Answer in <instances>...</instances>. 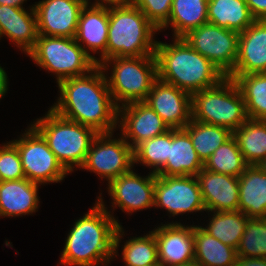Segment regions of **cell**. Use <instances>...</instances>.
Here are the masks:
<instances>
[{
  "label": "cell",
  "mask_w": 266,
  "mask_h": 266,
  "mask_svg": "<svg viewBox=\"0 0 266 266\" xmlns=\"http://www.w3.org/2000/svg\"><path fill=\"white\" fill-rule=\"evenodd\" d=\"M40 185L26 178L2 181L0 183V217L31 215L38 211Z\"/></svg>",
  "instance_id": "obj_22"
},
{
  "label": "cell",
  "mask_w": 266,
  "mask_h": 266,
  "mask_svg": "<svg viewBox=\"0 0 266 266\" xmlns=\"http://www.w3.org/2000/svg\"><path fill=\"white\" fill-rule=\"evenodd\" d=\"M156 174L140 176L133 170L112 179L107 185L113 209L119 207L124 213H133L154 207Z\"/></svg>",
  "instance_id": "obj_15"
},
{
  "label": "cell",
  "mask_w": 266,
  "mask_h": 266,
  "mask_svg": "<svg viewBox=\"0 0 266 266\" xmlns=\"http://www.w3.org/2000/svg\"><path fill=\"white\" fill-rule=\"evenodd\" d=\"M154 207L170 216L206 211L196 176H158L154 187Z\"/></svg>",
  "instance_id": "obj_12"
},
{
  "label": "cell",
  "mask_w": 266,
  "mask_h": 266,
  "mask_svg": "<svg viewBox=\"0 0 266 266\" xmlns=\"http://www.w3.org/2000/svg\"><path fill=\"white\" fill-rule=\"evenodd\" d=\"M239 178L238 211L248 218H266V175L258 165H249Z\"/></svg>",
  "instance_id": "obj_24"
},
{
  "label": "cell",
  "mask_w": 266,
  "mask_h": 266,
  "mask_svg": "<svg viewBox=\"0 0 266 266\" xmlns=\"http://www.w3.org/2000/svg\"><path fill=\"white\" fill-rule=\"evenodd\" d=\"M258 166L266 175V158Z\"/></svg>",
  "instance_id": "obj_42"
},
{
  "label": "cell",
  "mask_w": 266,
  "mask_h": 266,
  "mask_svg": "<svg viewBox=\"0 0 266 266\" xmlns=\"http://www.w3.org/2000/svg\"><path fill=\"white\" fill-rule=\"evenodd\" d=\"M248 166L234 136L220 145L204 162V169L234 177H239Z\"/></svg>",
  "instance_id": "obj_32"
},
{
  "label": "cell",
  "mask_w": 266,
  "mask_h": 266,
  "mask_svg": "<svg viewBox=\"0 0 266 266\" xmlns=\"http://www.w3.org/2000/svg\"><path fill=\"white\" fill-rule=\"evenodd\" d=\"M0 177L2 181L25 178L19 152L11 141L0 147Z\"/></svg>",
  "instance_id": "obj_36"
},
{
  "label": "cell",
  "mask_w": 266,
  "mask_h": 266,
  "mask_svg": "<svg viewBox=\"0 0 266 266\" xmlns=\"http://www.w3.org/2000/svg\"><path fill=\"white\" fill-rule=\"evenodd\" d=\"M178 266H200V265H198L196 262H193L187 265H178Z\"/></svg>",
  "instance_id": "obj_43"
},
{
  "label": "cell",
  "mask_w": 266,
  "mask_h": 266,
  "mask_svg": "<svg viewBox=\"0 0 266 266\" xmlns=\"http://www.w3.org/2000/svg\"><path fill=\"white\" fill-rule=\"evenodd\" d=\"M85 6L112 7L128 2V0H95L91 3L89 0H82ZM91 3V4H90Z\"/></svg>",
  "instance_id": "obj_39"
},
{
  "label": "cell",
  "mask_w": 266,
  "mask_h": 266,
  "mask_svg": "<svg viewBox=\"0 0 266 266\" xmlns=\"http://www.w3.org/2000/svg\"><path fill=\"white\" fill-rule=\"evenodd\" d=\"M171 144V129L166 133L146 140L134 149V164L151 167L152 173L157 174L166 164Z\"/></svg>",
  "instance_id": "obj_33"
},
{
  "label": "cell",
  "mask_w": 266,
  "mask_h": 266,
  "mask_svg": "<svg viewBox=\"0 0 266 266\" xmlns=\"http://www.w3.org/2000/svg\"><path fill=\"white\" fill-rule=\"evenodd\" d=\"M27 0H0V5H8L15 8H23L24 2Z\"/></svg>",
  "instance_id": "obj_41"
},
{
  "label": "cell",
  "mask_w": 266,
  "mask_h": 266,
  "mask_svg": "<svg viewBox=\"0 0 266 266\" xmlns=\"http://www.w3.org/2000/svg\"><path fill=\"white\" fill-rule=\"evenodd\" d=\"M42 69L62 80L88 74L97 65L75 38L39 35L27 54Z\"/></svg>",
  "instance_id": "obj_8"
},
{
  "label": "cell",
  "mask_w": 266,
  "mask_h": 266,
  "mask_svg": "<svg viewBox=\"0 0 266 266\" xmlns=\"http://www.w3.org/2000/svg\"><path fill=\"white\" fill-rule=\"evenodd\" d=\"M31 126L47 142L61 165L69 172L82 167L92 141L99 134L94 129L67 120L49 108L47 114Z\"/></svg>",
  "instance_id": "obj_5"
},
{
  "label": "cell",
  "mask_w": 266,
  "mask_h": 266,
  "mask_svg": "<svg viewBox=\"0 0 266 266\" xmlns=\"http://www.w3.org/2000/svg\"><path fill=\"white\" fill-rule=\"evenodd\" d=\"M207 212L238 211L239 178L202 169L197 175Z\"/></svg>",
  "instance_id": "obj_18"
},
{
  "label": "cell",
  "mask_w": 266,
  "mask_h": 266,
  "mask_svg": "<svg viewBox=\"0 0 266 266\" xmlns=\"http://www.w3.org/2000/svg\"><path fill=\"white\" fill-rule=\"evenodd\" d=\"M33 6L39 35L75 38L82 0H42Z\"/></svg>",
  "instance_id": "obj_13"
},
{
  "label": "cell",
  "mask_w": 266,
  "mask_h": 266,
  "mask_svg": "<svg viewBox=\"0 0 266 266\" xmlns=\"http://www.w3.org/2000/svg\"><path fill=\"white\" fill-rule=\"evenodd\" d=\"M236 250L238 257L266 258V218H249Z\"/></svg>",
  "instance_id": "obj_35"
},
{
  "label": "cell",
  "mask_w": 266,
  "mask_h": 266,
  "mask_svg": "<svg viewBox=\"0 0 266 266\" xmlns=\"http://www.w3.org/2000/svg\"><path fill=\"white\" fill-rule=\"evenodd\" d=\"M204 168L189 134L184 129H171L169 157L158 176H196Z\"/></svg>",
  "instance_id": "obj_23"
},
{
  "label": "cell",
  "mask_w": 266,
  "mask_h": 266,
  "mask_svg": "<svg viewBox=\"0 0 266 266\" xmlns=\"http://www.w3.org/2000/svg\"><path fill=\"white\" fill-rule=\"evenodd\" d=\"M160 31L168 22L173 0H128Z\"/></svg>",
  "instance_id": "obj_37"
},
{
  "label": "cell",
  "mask_w": 266,
  "mask_h": 266,
  "mask_svg": "<svg viewBox=\"0 0 266 266\" xmlns=\"http://www.w3.org/2000/svg\"><path fill=\"white\" fill-rule=\"evenodd\" d=\"M233 136L248 165H259L266 158V121L248 119Z\"/></svg>",
  "instance_id": "obj_28"
},
{
  "label": "cell",
  "mask_w": 266,
  "mask_h": 266,
  "mask_svg": "<svg viewBox=\"0 0 266 266\" xmlns=\"http://www.w3.org/2000/svg\"><path fill=\"white\" fill-rule=\"evenodd\" d=\"M208 0H173L168 22L160 29L173 28V38H182L190 30L208 23Z\"/></svg>",
  "instance_id": "obj_27"
},
{
  "label": "cell",
  "mask_w": 266,
  "mask_h": 266,
  "mask_svg": "<svg viewBox=\"0 0 266 266\" xmlns=\"http://www.w3.org/2000/svg\"><path fill=\"white\" fill-rule=\"evenodd\" d=\"M227 77L238 57L239 33L211 23L202 24L182 37Z\"/></svg>",
  "instance_id": "obj_10"
},
{
  "label": "cell",
  "mask_w": 266,
  "mask_h": 266,
  "mask_svg": "<svg viewBox=\"0 0 266 266\" xmlns=\"http://www.w3.org/2000/svg\"><path fill=\"white\" fill-rule=\"evenodd\" d=\"M173 40L172 44L157 41L155 56L159 80L192 95L226 78L219 68L183 38Z\"/></svg>",
  "instance_id": "obj_3"
},
{
  "label": "cell",
  "mask_w": 266,
  "mask_h": 266,
  "mask_svg": "<svg viewBox=\"0 0 266 266\" xmlns=\"http://www.w3.org/2000/svg\"><path fill=\"white\" fill-rule=\"evenodd\" d=\"M148 266H162L160 263H156V264H151V265H148Z\"/></svg>",
  "instance_id": "obj_44"
},
{
  "label": "cell",
  "mask_w": 266,
  "mask_h": 266,
  "mask_svg": "<svg viewBox=\"0 0 266 266\" xmlns=\"http://www.w3.org/2000/svg\"><path fill=\"white\" fill-rule=\"evenodd\" d=\"M266 73V20H255L239 33L238 57L229 75Z\"/></svg>",
  "instance_id": "obj_20"
},
{
  "label": "cell",
  "mask_w": 266,
  "mask_h": 266,
  "mask_svg": "<svg viewBox=\"0 0 266 266\" xmlns=\"http://www.w3.org/2000/svg\"><path fill=\"white\" fill-rule=\"evenodd\" d=\"M108 25L109 7L84 6L79 17L75 40L97 66L106 60ZM90 51L101 53L100 58L91 55Z\"/></svg>",
  "instance_id": "obj_19"
},
{
  "label": "cell",
  "mask_w": 266,
  "mask_h": 266,
  "mask_svg": "<svg viewBox=\"0 0 266 266\" xmlns=\"http://www.w3.org/2000/svg\"><path fill=\"white\" fill-rule=\"evenodd\" d=\"M208 23L241 33L256 20L246 0H208Z\"/></svg>",
  "instance_id": "obj_26"
},
{
  "label": "cell",
  "mask_w": 266,
  "mask_h": 266,
  "mask_svg": "<svg viewBox=\"0 0 266 266\" xmlns=\"http://www.w3.org/2000/svg\"><path fill=\"white\" fill-rule=\"evenodd\" d=\"M105 71L96 66L88 74L59 82L60 96L52 109L59 116L94 129L114 133L118 125L115 105Z\"/></svg>",
  "instance_id": "obj_1"
},
{
  "label": "cell",
  "mask_w": 266,
  "mask_h": 266,
  "mask_svg": "<svg viewBox=\"0 0 266 266\" xmlns=\"http://www.w3.org/2000/svg\"><path fill=\"white\" fill-rule=\"evenodd\" d=\"M170 129H183L192 120L191 94L157 79L144 101Z\"/></svg>",
  "instance_id": "obj_16"
},
{
  "label": "cell",
  "mask_w": 266,
  "mask_h": 266,
  "mask_svg": "<svg viewBox=\"0 0 266 266\" xmlns=\"http://www.w3.org/2000/svg\"><path fill=\"white\" fill-rule=\"evenodd\" d=\"M183 129L189 134L194 149L203 163L233 136V132L228 128L196 120H191Z\"/></svg>",
  "instance_id": "obj_31"
},
{
  "label": "cell",
  "mask_w": 266,
  "mask_h": 266,
  "mask_svg": "<svg viewBox=\"0 0 266 266\" xmlns=\"http://www.w3.org/2000/svg\"><path fill=\"white\" fill-rule=\"evenodd\" d=\"M3 36L27 55L35 47L39 36L34 6H30L29 13L25 7L0 5V39Z\"/></svg>",
  "instance_id": "obj_21"
},
{
  "label": "cell",
  "mask_w": 266,
  "mask_h": 266,
  "mask_svg": "<svg viewBox=\"0 0 266 266\" xmlns=\"http://www.w3.org/2000/svg\"><path fill=\"white\" fill-rule=\"evenodd\" d=\"M111 66L112 73L106 78L115 105L145 101L158 79L156 56L112 57L100 65L107 73Z\"/></svg>",
  "instance_id": "obj_6"
},
{
  "label": "cell",
  "mask_w": 266,
  "mask_h": 266,
  "mask_svg": "<svg viewBox=\"0 0 266 266\" xmlns=\"http://www.w3.org/2000/svg\"><path fill=\"white\" fill-rule=\"evenodd\" d=\"M244 98L248 119L266 121V73L228 75Z\"/></svg>",
  "instance_id": "obj_29"
},
{
  "label": "cell",
  "mask_w": 266,
  "mask_h": 266,
  "mask_svg": "<svg viewBox=\"0 0 266 266\" xmlns=\"http://www.w3.org/2000/svg\"><path fill=\"white\" fill-rule=\"evenodd\" d=\"M246 3L256 20H266V0H246Z\"/></svg>",
  "instance_id": "obj_38"
},
{
  "label": "cell",
  "mask_w": 266,
  "mask_h": 266,
  "mask_svg": "<svg viewBox=\"0 0 266 266\" xmlns=\"http://www.w3.org/2000/svg\"><path fill=\"white\" fill-rule=\"evenodd\" d=\"M113 132L99 133L92 141L82 169L96 173L109 183L126 174L134 165V149L121 135L114 138ZM114 138V139H112Z\"/></svg>",
  "instance_id": "obj_11"
},
{
  "label": "cell",
  "mask_w": 266,
  "mask_h": 266,
  "mask_svg": "<svg viewBox=\"0 0 266 266\" xmlns=\"http://www.w3.org/2000/svg\"><path fill=\"white\" fill-rule=\"evenodd\" d=\"M158 246V259L162 266L187 265L194 262L193 225L166 223L153 230Z\"/></svg>",
  "instance_id": "obj_17"
},
{
  "label": "cell",
  "mask_w": 266,
  "mask_h": 266,
  "mask_svg": "<svg viewBox=\"0 0 266 266\" xmlns=\"http://www.w3.org/2000/svg\"><path fill=\"white\" fill-rule=\"evenodd\" d=\"M191 109L192 120L222 126L232 132L248 120L241 90L229 77L192 94Z\"/></svg>",
  "instance_id": "obj_7"
},
{
  "label": "cell",
  "mask_w": 266,
  "mask_h": 266,
  "mask_svg": "<svg viewBox=\"0 0 266 266\" xmlns=\"http://www.w3.org/2000/svg\"><path fill=\"white\" fill-rule=\"evenodd\" d=\"M202 228L223 244L237 248L249 218L241 211H214Z\"/></svg>",
  "instance_id": "obj_30"
},
{
  "label": "cell",
  "mask_w": 266,
  "mask_h": 266,
  "mask_svg": "<svg viewBox=\"0 0 266 266\" xmlns=\"http://www.w3.org/2000/svg\"><path fill=\"white\" fill-rule=\"evenodd\" d=\"M8 76L4 68L0 66V99L5 96L8 90Z\"/></svg>",
  "instance_id": "obj_40"
},
{
  "label": "cell",
  "mask_w": 266,
  "mask_h": 266,
  "mask_svg": "<svg viewBox=\"0 0 266 266\" xmlns=\"http://www.w3.org/2000/svg\"><path fill=\"white\" fill-rule=\"evenodd\" d=\"M118 128L121 129L119 136L122 135L133 149L142 142L170 130L163 119L144 101L132 102L118 108Z\"/></svg>",
  "instance_id": "obj_14"
},
{
  "label": "cell",
  "mask_w": 266,
  "mask_h": 266,
  "mask_svg": "<svg viewBox=\"0 0 266 266\" xmlns=\"http://www.w3.org/2000/svg\"><path fill=\"white\" fill-rule=\"evenodd\" d=\"M193 234L194 262L200 266H235L236 248L223 244L199 225H193Z\"/></svg>",
  "instance_id": "obj_25"
},
{
  "label": "cell",
  "mask_w": 266,
  "mask_h": 266,
  "mask_svg": "<svg viewBox=\"0 0 266 266\" xmlns=\"http://www.w3.org/2000/svg\"><path fill=\"white\" fill-rule=\"evenodd\" d=\"M25 132L19 140L11 141L19 152L25 178L41 185L62 182L69 172L49 149L47 142L32 126Z\"/></svg>",
  "instance_id": "obj_9"
},
{
  "label": "cell",
  "mask_w": 266,
  "mask_h": 266,
  "mask_svg": "<svg viewBox=\"0 0 266 266\" xmlns=\"http://www.w3.org/2000/svg\"><path fill=\"white\" fill-rule=\"evenodd\" d=\"M125 266H148L159 263L158 246L153 231L146 235L126 240L122 247Z\"/></svg>",
  "instance_id": "obj_34"
},
{
  "label": "cell",
  "mask_w": 266,
  "mask_h": 266,
  "mask_svg": "<svg viewBox=\"0 0 266 266\" xmlns=\"http://www.w3.org/2000/svg\"><path fill=\"white\" fill-rule=\"evenodd\" d=\"M100 196L87 214L75 221L69 231L60 264L65 266H107L118 256L124 229L107 210Z\"/></svg>",
  "instance_id": "obj_2"
},
{
  "label": "cell",
  "mask_w": 266,
  "mask_h": 266,
  "mask_svg": "<svg viewBox=\"0 0 266 266\" xmlns=\"http://www.w3.org/2000/svg\"><path fill=\"white\" fill-rule=\"evenodd\" d=\"M159 30L129 1L109 7L106 60L112 57L155 55Z\"/></svg>",
  "instance_id": "obj_4"
}]
</instances>
